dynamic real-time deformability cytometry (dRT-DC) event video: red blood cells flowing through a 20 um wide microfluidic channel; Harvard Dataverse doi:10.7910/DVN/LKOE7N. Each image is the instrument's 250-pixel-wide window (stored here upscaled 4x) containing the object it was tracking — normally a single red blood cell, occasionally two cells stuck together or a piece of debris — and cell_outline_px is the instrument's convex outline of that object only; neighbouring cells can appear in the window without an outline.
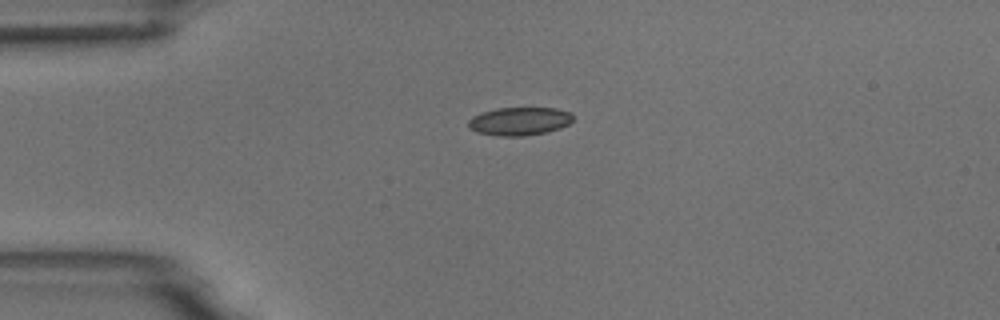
{"species": "common noctule bat (a hibernating species)", "species_latin": "Nyctalus noctula", "temperature_condition": "room temperature", "stored_images_in_passage": 2, "camera_frame_rate_fps": 3000, "um_per_image_px": 0.085, "animal": {"sex": "male", "body_mass_g": 18.8}, "frame": {"image": 1, "passage_image": 1, "time_ms": 0.0, "image_size_px": [1000, 320], "cell_outline_px": [[572, 120], [568, 124], [560, 128], [548, 132], [524, 136], [500, 136], [476, 132], [468, 128], [468, 120], [472, 116], [480, 112], [496, 108], [556, 108], [572, 112]], "centroid_in_image_um": [44.13, 10.3], "position_along_channel_um": 40.9, "area_um2": 17.4}}